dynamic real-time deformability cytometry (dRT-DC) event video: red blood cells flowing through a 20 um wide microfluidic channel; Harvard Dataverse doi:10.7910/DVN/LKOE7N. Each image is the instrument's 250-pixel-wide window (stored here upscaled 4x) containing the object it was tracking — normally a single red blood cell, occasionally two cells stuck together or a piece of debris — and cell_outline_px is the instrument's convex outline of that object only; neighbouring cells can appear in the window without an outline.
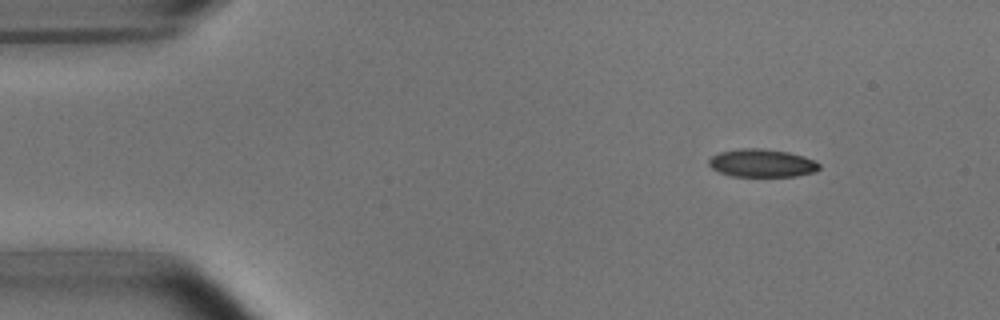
{"species": "common noctule bat (a hibernating species)", "species_latin": "Nyctalus noctula", "temperature_condition": "room temperature", "stored_images_in_passage": 33, "camera_frame_rate_fps": 3000, "um_per_image_px": 0.085, "animal": {"sex": "male", "body_mass_g": 15.6}, "frame": {"image": 1, "passage_image": 1, "time_ms": 0.0, "image_size_px": [1000, 320], "cell_outline_px": [[820, 168], [816, 172], [796, 176], [732, 176], [720, 172], [712, 168], [708, 164], [708, 160], [712, 156], [720, 152], [740, 148], [760, 148], [788, 152], [804, 156], [820, 164]], "centroid_in_image_um": [64.77, 13.86], "position_along_channel_um": 20.2, "area_um2": 17.98}}
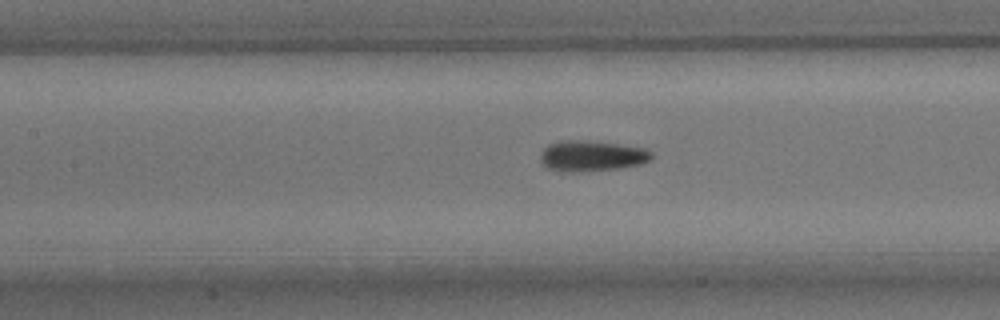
{"frame": {"image": 2, "passage_image": 18, "time_ms": 5.667, "image_size_px": [1000, 320], "cell_outline_px": [[652, 160], [640, 164], [620, 168], [584, 172], [556, 172], [544, 168], [540, 160], [540, 156], [544, 148], [548, 144], [560, 140], [580, 140], [616, 144], [648, 148], [652, 152]], "centroid_in_image_um": [50.26, 13.27], "position_along_channel_um": 157.1, "area_um2": 20.35}}
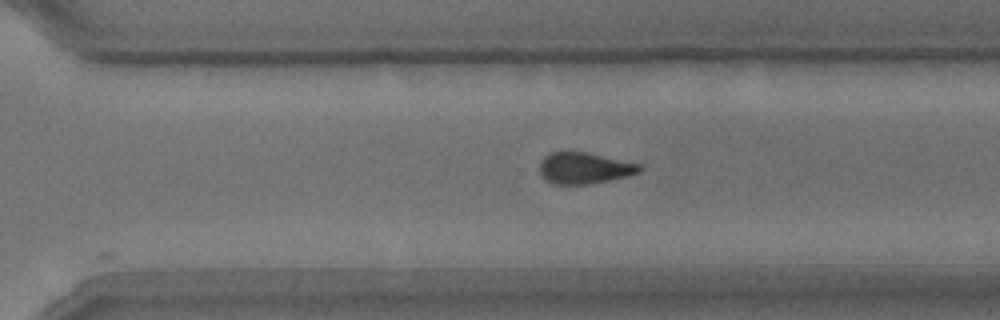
{"frame": {"image": 3, "passage_image": 31, "time_ms": 10.0, "image_size_px": [1000, 320], "cell_outline_px": [[644, 168], [640, 172], [628, 176], [588, 184], [552, 184], [540, 176], [540, 160], [544, 156], [552, 152], [584, 152], [640, 164]], "centroid_in_image_um": [49.65, 14.3], "position_along_channel_um": 321.0, "area_um2": 18.15}}